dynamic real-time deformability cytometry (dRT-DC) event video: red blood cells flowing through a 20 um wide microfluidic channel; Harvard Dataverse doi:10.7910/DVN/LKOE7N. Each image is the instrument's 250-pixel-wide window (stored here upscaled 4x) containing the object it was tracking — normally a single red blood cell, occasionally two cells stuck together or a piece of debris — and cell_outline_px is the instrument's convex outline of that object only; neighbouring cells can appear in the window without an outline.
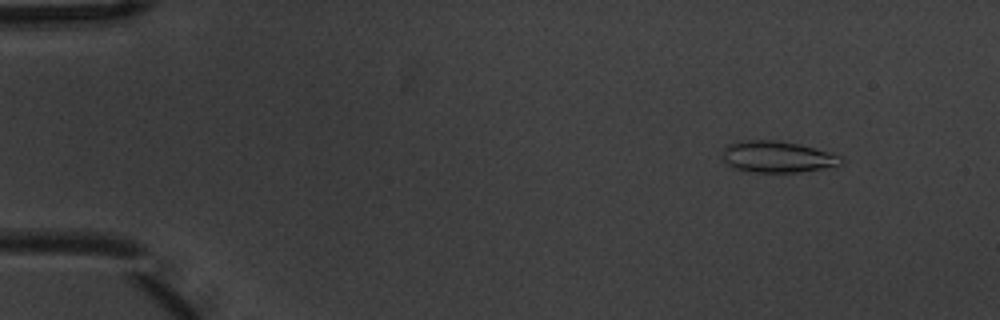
{"species": "common noctule bat (a hibernating species)", "species_latin": "Nyctalus noctula", "temperature_condition": "warm", "stored_images_in_passage": 5, "camera_frame_rate_fps": 3000, "um_per_image_px": 0.085, "animal": {"sex": "male", "body_mass_g": 20.1, "forearm_length_mm": 53.5}, "frame": {"image": 1, "passage_image": 2, "time_ms": 0.333, "image_size_px": [1000, 320], "cell_outline_px": [[844, 160], [836, 168], [800, 172], [748, 172], [736, 168], [728, 164], [724, 160], [724, 148], [728, 144], [748, 140], [776, 140], [800, 144], [828, 152], [840, 156]], "centroid_in_image_um": [66.15, 13.34], "position_along_channel_um": 18.9, "area_um2": 21.79}}
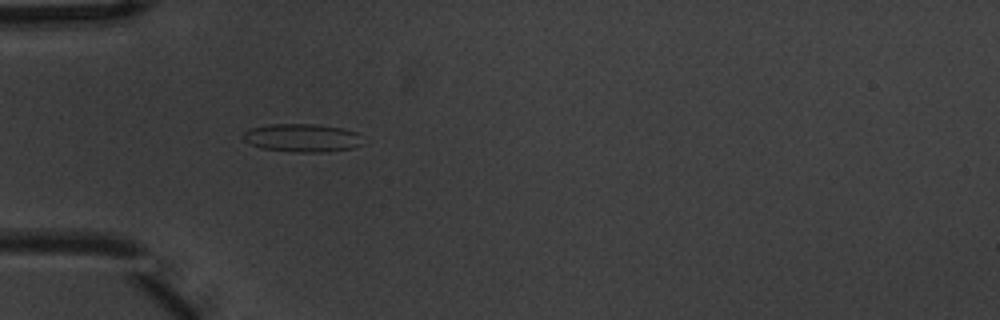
{"frame": {"image": 2, "passage_image": 5, "time_ms": 1.333, "image_size_px": [1000, 320], "cell_outline_px": [[364, 144], [352, 148], [324, 152], [292, 152], [264, 148], [252, 144], [244, 140], [240, 136], [244, 132], [252, 128], [268, 124], [316, 124], [340, 128], [356, 132], [364, 136]], "centroid_in_image_um": [25.73, 11.72], "position_along_channel_um": 59.3, "area_um2": 19.77}}